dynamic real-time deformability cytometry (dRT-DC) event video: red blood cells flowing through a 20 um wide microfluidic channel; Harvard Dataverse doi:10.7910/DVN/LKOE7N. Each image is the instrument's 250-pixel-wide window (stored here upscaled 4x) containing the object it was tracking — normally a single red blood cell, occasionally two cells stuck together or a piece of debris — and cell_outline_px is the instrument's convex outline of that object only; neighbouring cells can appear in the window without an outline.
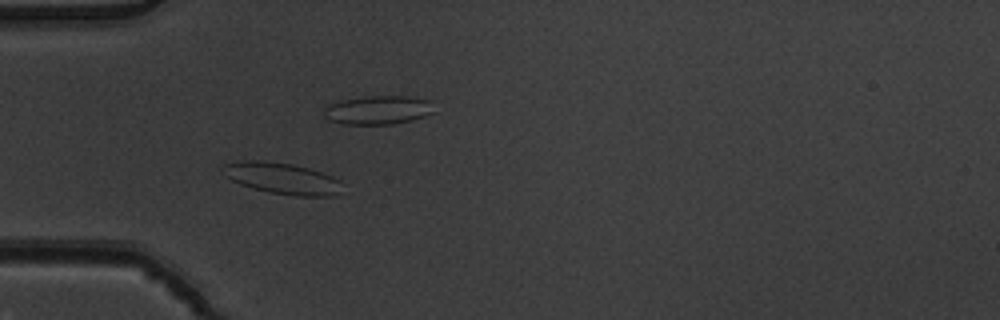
{"species": "common noctule bat (a hibernating species)", "species_latin": "Nyctalus noctula", "temperature_condition": "warm", "stored_images_in_passage": 5, "camera_frame_rate_fps": 3000, "um_per_image_px": 0.085, "animal": {"sex": "male", "body_mass_g": 19.5, "forearm_length_mm": 54.6}, "frame": {"image": 1, "passage_image": 4, "time_ms": 1.0, "image_size_px": [1000, 320], "cell_outline_px": [[340, 180], [336, 192], [332, 196], [296, 196], [268, 192], [252, 188], [240, 184], [224, 176], [220, 172], [220, 168], [224, 164], [244, 160], [264, 160], [292, 164], [308, 168], [332, 176]], "centroid_in_image_um": [23.87, 15.14], "position_along_channel_um": 61.1, "area_um2": 21.73}}
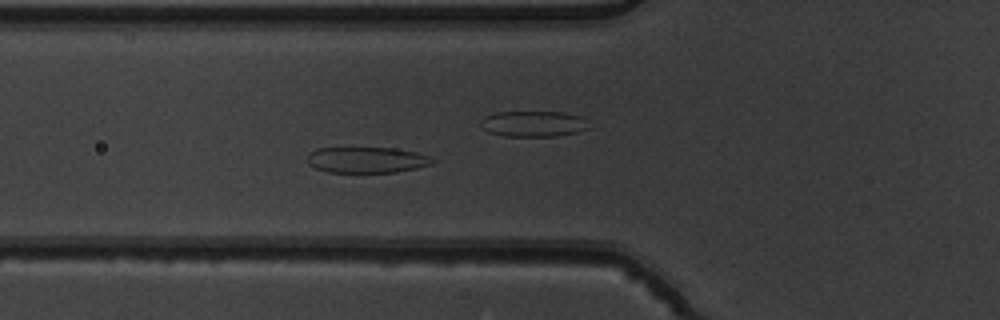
{"frame": {"image": 2, "passage_image": 5, "time_ms": 1.333, "image_size_px": [1000, 320], "cell_outline_px": [[436, 160], [432, 164], [416, 168], [396, 172], [328, 172], [316, 168], [308, 164], [308, 152], [316, 148], [396, 148], [416, 152], [432, 156]], "centroid_in_image_um": [31.2, 13.58], "position_along_channel_um": 94.6, "area_um2": 19.02}}